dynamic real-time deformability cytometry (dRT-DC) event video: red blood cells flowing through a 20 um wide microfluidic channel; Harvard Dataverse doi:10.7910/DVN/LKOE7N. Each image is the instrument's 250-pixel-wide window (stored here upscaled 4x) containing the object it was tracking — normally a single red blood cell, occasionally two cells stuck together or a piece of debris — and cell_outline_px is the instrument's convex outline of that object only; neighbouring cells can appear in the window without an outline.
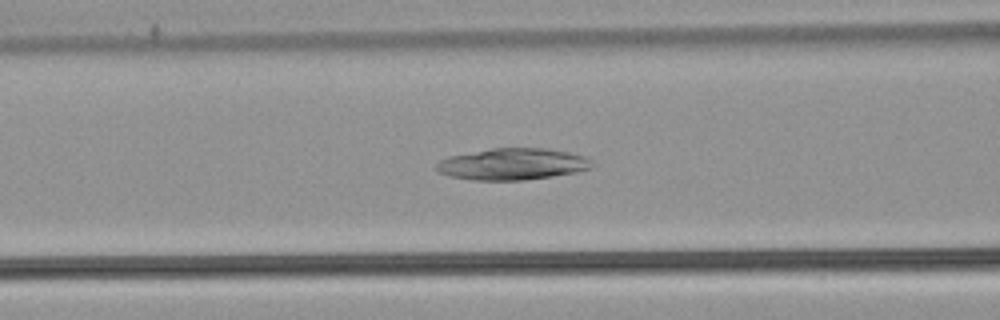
{"species": "common noctule bat (a hibernating species)", "species_latin": "Nyctalus noctula", "temperature_condition": "warm", "stored_images_in_passage": 25, "camera_frame_rate_fps": 3000, "um_per_image_px": 0.085, "animal": {"sex": "male", "body_mass_g": 21.5, "forearm_length_mm": 52.0}, "frame": {"image": 1, "passage_image": 10, "time_ms": 3.0, "image_size_px": [1000, 320], "cell_outline_px": [[596, 164], [592, 168], [576, 172], [552, 176], [524, 180], [472, 180], [448, 176], [436, 172], [432, 168], [440, 160], [448, 156], [492, 148], [544, 148], [568, 152], [584, 156], [592, 160]], "centroid_in_image_um": [43.53, 13.95], "position_along_channel_um": 123.1, "area_um2": 28.96}}
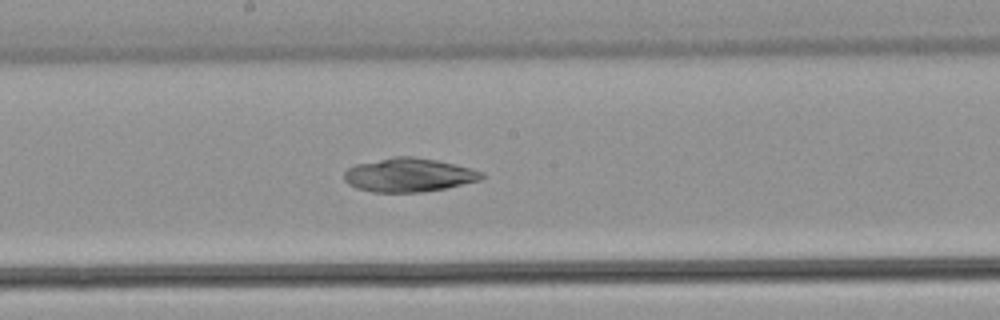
{"frame": {"image": 2, "passage_image": 17, "time_ms": 5.333, "image_size_px": [1000, 320], "cell_outline_px": [[484, 176], [480, 180], [444, 188], [420, 192], [372, 192], [356, 188], [348, 184], [344, 180], [344, 172], [348, 168], [356, 164], [396, 156], [412, 156], [436, 160], [484, 172]], "centroid_in_image_um": [34.7, 14.88], "position_along_channel_um": 213.5, "area_um2": 26.76}}
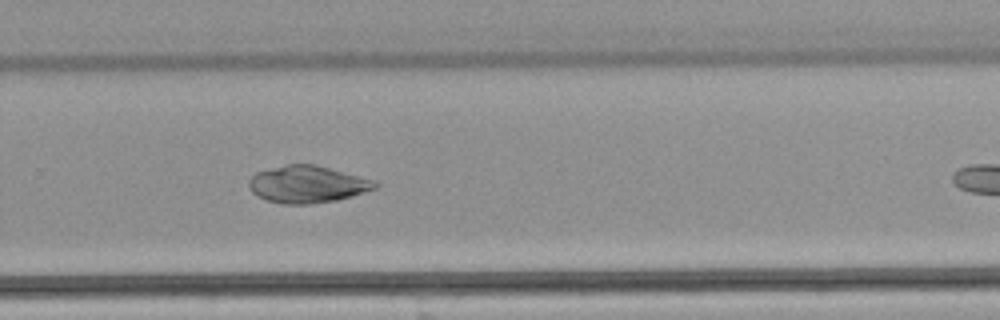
{"frame": {"image": 3, "passage_image": 24, "time_ms": 7.667, "image_size_px": [1000, 320], "cell_outline_px": [[380, 184], [376, 188], [352, 196], [336, 200], [312, 204], [284, 204], [264, 200], [256, 196], [248, 188], [248, 180], [256, 172], [288, 164], [316, 164], [372, 180]], "centroid_in_image_um": [26.08, 15.67], "position_along_channel_um": 303.7, "area_um2": 27.28}}